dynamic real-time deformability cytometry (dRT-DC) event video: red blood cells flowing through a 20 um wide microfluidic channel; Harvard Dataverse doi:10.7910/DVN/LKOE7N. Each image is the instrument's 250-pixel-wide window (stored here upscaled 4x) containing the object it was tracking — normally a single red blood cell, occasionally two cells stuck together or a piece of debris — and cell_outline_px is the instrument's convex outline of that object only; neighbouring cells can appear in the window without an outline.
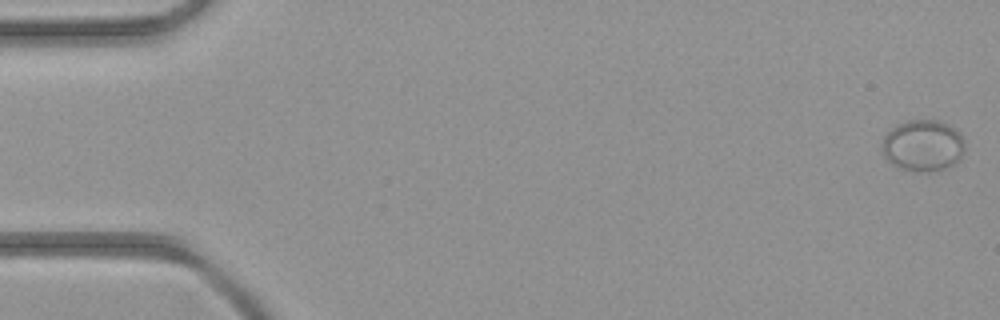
{"species": "common noctule bat (a hibernating species)", "species_latin": "Nyctalus noctula", "temperature_condition": "room temperature", "stored_images_in_passage": 5, "camera_frame_rate_fps": 3000, "um_per_image_px": 0.085, "animal": {"sex": "female", "body_mass_g": 21.9}, "frame": {"image": 1, "passage_image": 1, "time_ms": 0.0, "image_size_px": [1000, 320], "cell_outline_px": [[964, 148], [960, 160], [956, 164], [944, 168], [928, 172], [916, 172], [900, 168], [892, 164], [880, 152], [884, 136], [888, 128], [908, 120], [940, 120], [948, 124], [960, 132], [964, 136]], "centroid_in_image_um": [78.44, 12.37], "position_along_channel_um": 6.6, "area_um2": 25.37}}
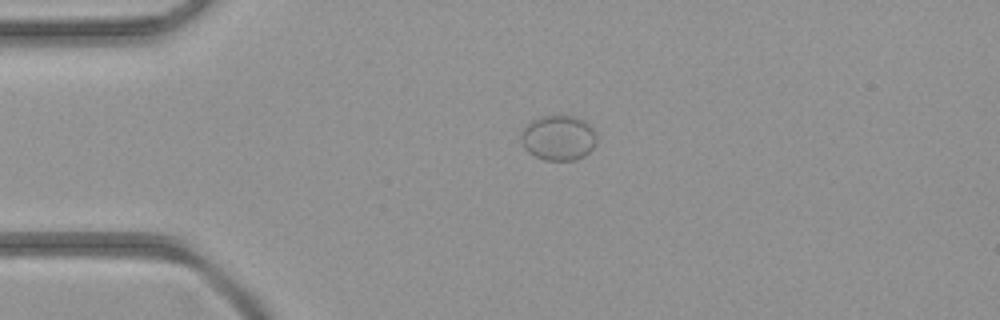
{"frame": {"image": 2, "passage_image": 4, "time_ms": 3.333, "image_size_px": [1000, 320], "cell_outline_px": [[596, 144], [584, 156], [576, 160], [544, 160], [528, 152], [524, 148], [520, 140], [520, 132], [532, 120], [540, 116], [576, 116], [584, 120], [592, 128], [596, 136]], "centroid_in_image_um": [47.45, 11.72], "position_along_channel_um": 37.6, "area_um2": 19.94}}